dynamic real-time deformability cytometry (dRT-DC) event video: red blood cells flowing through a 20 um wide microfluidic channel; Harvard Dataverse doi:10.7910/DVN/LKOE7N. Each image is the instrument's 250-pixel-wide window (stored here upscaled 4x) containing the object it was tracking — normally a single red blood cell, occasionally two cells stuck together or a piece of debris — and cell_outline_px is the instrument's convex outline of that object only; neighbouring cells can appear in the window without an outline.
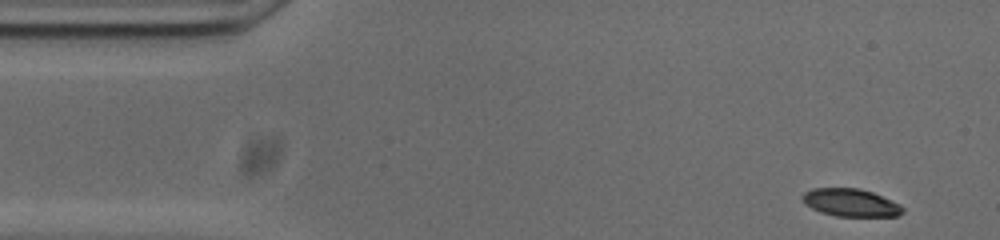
{"species": "common noctule bat (a hibernating species)", "species_latin": "Nyctalus noctula", "temperature_condition": "cold", "stored_images_in_passage": 51, "camera_frame_rate_fps": 3000, "um_per_image_px": 0.085, "animal": {"sex": "male", "body_mass_g": 20.0, "forearm_length_mm": 53.3}, "frame": {"image": 1, "passage_image": 1, "time_ms": 0.0, "image_size_px": [1000, 240], "cell_outline_px": [[904, 212], [896, 216], [836, 216], [820, 212], [804, 204], [800, 200], [800, 196], [804, 192], [812, 188], [860, 188], [872, 192], [900, 204], [904, 208]], "centroid_in_image_um": [72.26, 17.22], "position_along_channel_um": 12.7, "area_um2": 16.36}}
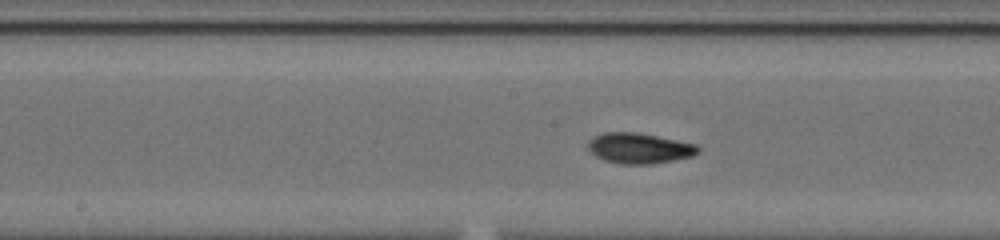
{"frame": {"image": 2, "passage_image": 23, "time_ms": 7.333, "image_size_px": [1000, 240], "cell_outline_px": [[700, 152], [692, 156], [652, 164], [620, 164], [604, 160], [596, 156], [588, 148], [588, 140], [592, 136], [604, 132], [636, 132], [696, 144], [700, 148]], "centroid_in_image_um": [54.31, 12.59], "position_along_channel_um": 193.9, "area_um2": 19.54}}
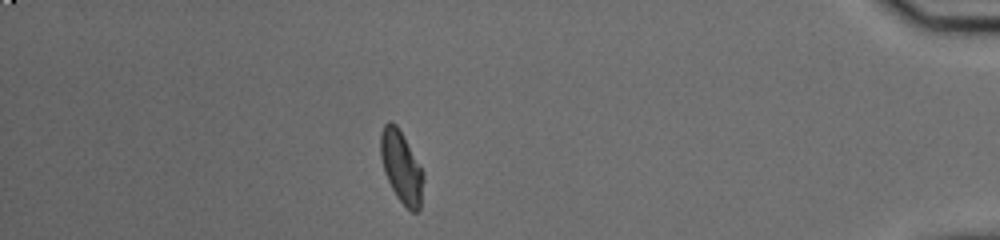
{"frame": {"image": 3, "passage_image": 44, "time_ms": 14.333, "image_size_px": [1000, 240], "cell_outline_px": [[424, 180], [420, 208], [416, 212], [412, 212], [396, 196], [384, 172], [380, 156], [380, 132], [384, 124], [388, 120], [392, 120], [396, 124], [424, 172]], "centroid_in_image_um": [34.1, 14.17], "position_along_channel_um": 401.1, "area_um2": 17.92}, "authors_computed_cell_mechanics": {"area_um2": 18.0914, "velocity_mm_per_s": 3.7344, "shape_relaxation_time_tau1_ms": 4.4481, "shape_relaxation_time_tau2_ms": 1.8468, "deformation_change_tau1": 0.1587, "deformation_change_tau2": 0.0616}}